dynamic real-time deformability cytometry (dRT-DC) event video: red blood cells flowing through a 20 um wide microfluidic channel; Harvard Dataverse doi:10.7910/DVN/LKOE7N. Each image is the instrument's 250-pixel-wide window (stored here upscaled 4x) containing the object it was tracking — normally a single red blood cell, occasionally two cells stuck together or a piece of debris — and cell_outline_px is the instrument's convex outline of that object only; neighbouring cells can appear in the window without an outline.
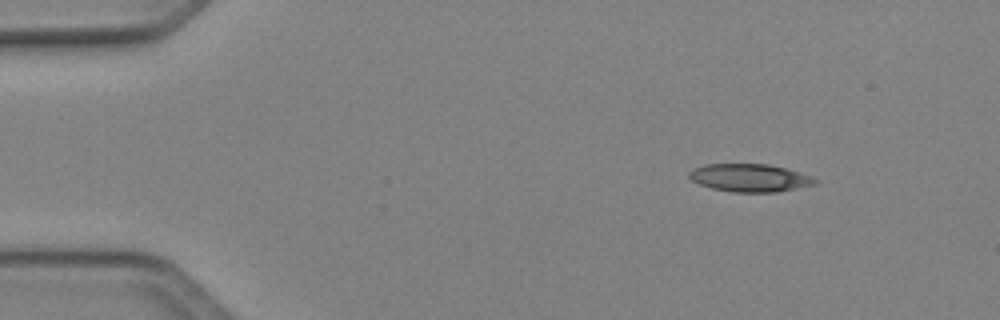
{"species": "Egyptian fruit bat (a non-hibernating species)", "species_latin": "Rousettus aegyptiacus", "temperature_condition": "cold", "stored_images_in_passage": 44, "camera_frame_rate_fps": 3000, "um_per_image_px": 0.085, "animal": {"sex": "female"}, "frame": {"image": 1, "passage_image": 1, "time_ms": 0.0, "image_size_px": [1000, 320], "cell_outline_px": [[820, 180], [816, 184], [776, 192], [732, 192], [712, 188], [700, 184], [692, 180], [688, 176], [688, 172], [692, 168], [704, 164], [768, 164], [800, 172], [812, 176]], "centroid_in_image_um": [63.73, 15.11], "position_along_channel_um": 21.3, "area_um2": 20.52}}
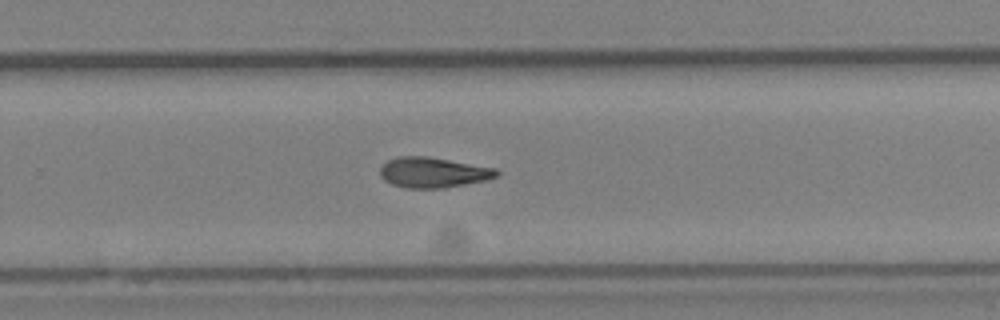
{"frame": {"image": 2, "passage_image": 27, "time_ms": 8.667, "image_size_px": [1000, 320], "cell_outline_px": [[500, 172], [496, 176], [484, 180], [444, 188], [408, 188], [392, 184], [384, 180], [380, 176], [380, 168], [388, 160], [400, 156], [428, 156], [496, 168]], "centroid_in_image_um": [36.8, 14.65], "position_along_channel_um": 293.0, "area_um2": 20.46}}
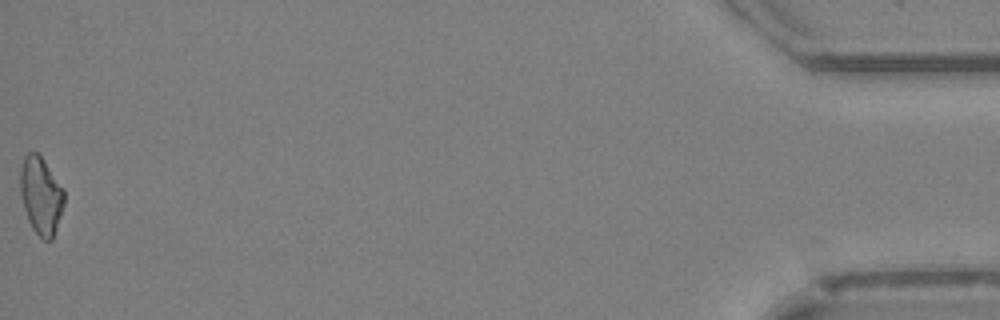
{"frame": {"image": 3, "passage_image": 44, "time_ms": 14.333, "image_size_px": [1000, 320], "cell_outline_px": [[64, 204], [52, 240], [44, 240], [32, 228], [28, 220], [24, 208], [20, 192], [20, 168], [24, 156], [28, 152], [36, 152], [44, 160], [64, 188]], "centroid_in_image_um": [3.48, 16.6], "position_along_channel_um": 431.7, "area_um2": 19.77}, "authors_computed_cell_mechanics": {"area_um2": 20.4323, "velocity_mm_per_s": 4.1674, "shape_relaxation_time_tau1_ms": 7.487, "shape_relaxation_time_tau2_ms": null, "deformation_change_tau1": 0.1913, "deformation_change_tau2": null}}